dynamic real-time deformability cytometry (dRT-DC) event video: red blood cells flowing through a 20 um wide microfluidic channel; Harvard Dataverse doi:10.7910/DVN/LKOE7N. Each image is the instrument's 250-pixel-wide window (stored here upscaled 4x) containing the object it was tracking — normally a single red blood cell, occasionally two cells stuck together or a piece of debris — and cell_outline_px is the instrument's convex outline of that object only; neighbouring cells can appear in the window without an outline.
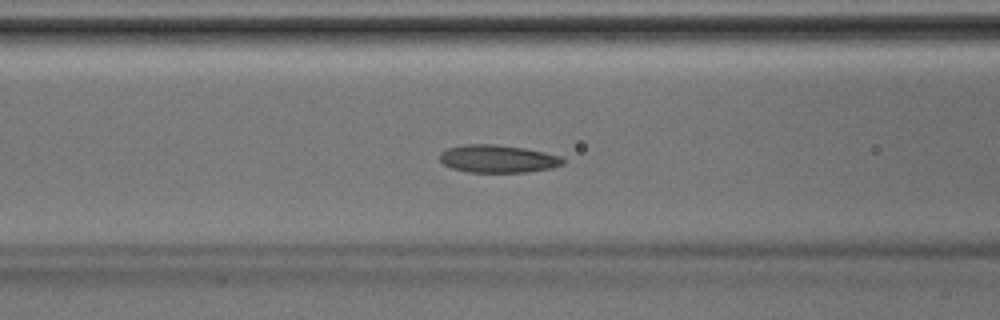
{"species": "Egyptian fruit bat (a non-hibernating species)", "species_latin": "Rousettus aegyptiacus", "temperature_condition": "room temperature", "stored_images_in_passage": 41, "camera_frame_rate_fps": 3000, "um_per_image_px": 0.085, "animal": {"sex": "male"}, "frame": {"image": 1, "passage_image": 16, "time_ms": 5.0, "image_size_px": [1000, 320], "cell_outline_px": [[564, 164], [552, 168], [528, 172], [468, 172], [452, 168], [444, 164], [440, 160], [440, 152], [448, 148], [464, 144], [496, 144], [524, 148], [544, 152], [560, 156], [564, 160]], "centroid_in_image_um": [42.32, 13.49], "position_along_channel_um": 124.3, "area_um2": 19.94}}
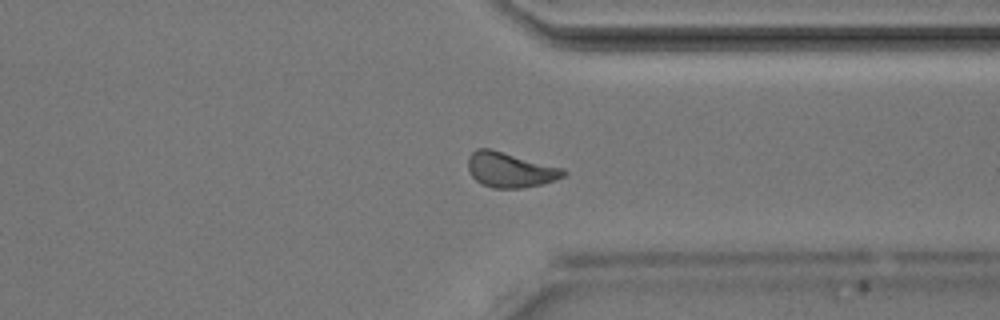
{"frame": {"image": 2, "passage_image": 31, "time_ms": 10.0, "image_size_px": [1000, 320], "cell_outline_px": [[568, 172], [564, 176], [556, 180], [540, 184], [520, 188], [492, 188], [480, 184], [472, 176], [468, 168], [468, 156], [476, 148], [488, 148], [564, 168]], "centroid_in_image_um": [43.35, 14.44], "position_along_channel_um": 368.0, "area_um2": 19.48}}
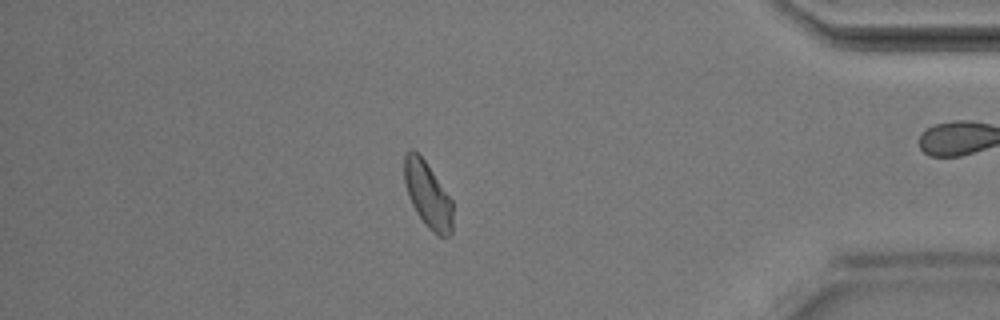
{"frame": {"image": 3, "passage_image": 35, "time_ms": 11.333, "image_size_px": [1000, 320], "cell_outline_px": [[452, 232], [448, 236], [436, 236], [424, 224], [416, 212], [408, 196], [404, 184], [404, 156], [408, 148], [412, 148], [424, 160], [452, 200]], "centroid_in_image_um": [36.34, 16.57], "position_along_channel_um": 398.9, "area_um2": 18.61}}